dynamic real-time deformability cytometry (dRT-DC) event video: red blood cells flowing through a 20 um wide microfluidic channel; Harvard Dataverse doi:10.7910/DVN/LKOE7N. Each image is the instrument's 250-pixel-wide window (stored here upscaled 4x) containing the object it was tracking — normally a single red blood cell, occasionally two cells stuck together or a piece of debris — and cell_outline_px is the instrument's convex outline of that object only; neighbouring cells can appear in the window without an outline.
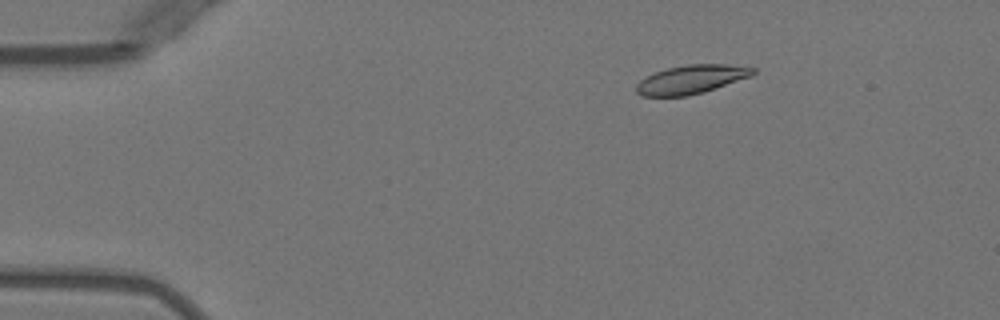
{"species": "Egyptian fruit bat (a non-hibernating species)", "species_latin": "Rousettus aegyptiacus", "temperature_condition": "warm", "stored_images_in_passage": 4, "camera_frame_rate_fps": 3000, "um_per_image_px": 0.085, "animal": {"sex": "female"}, "frame": {"image": 1, "passage_image": 2, "time_ms": 2.333, "image_size_px": [1000, 320], "cell_outline_px": [[756, 72], [752, 76], [704, 92], [688, 96], [640, 96], [636, 92], [636, 84], [640, 80], [656, 72], [668, 68], [688, 64], [728, 64], [756, 68]], "centroid_in_image_um": [58.78, 6.75], "position_along_channel_um": 26.2, "area_um2": 19.54}}